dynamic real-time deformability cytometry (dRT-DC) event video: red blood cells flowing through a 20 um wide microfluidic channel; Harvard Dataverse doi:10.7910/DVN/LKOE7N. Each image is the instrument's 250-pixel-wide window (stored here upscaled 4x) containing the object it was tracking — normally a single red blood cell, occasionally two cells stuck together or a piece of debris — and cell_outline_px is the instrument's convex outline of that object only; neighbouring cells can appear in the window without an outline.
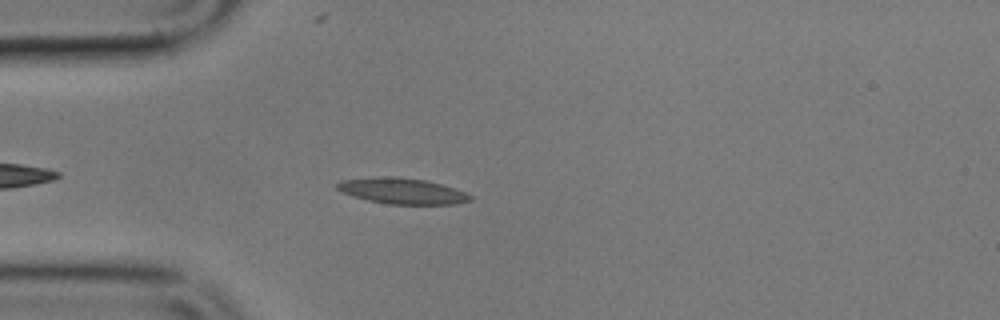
{"species": "common noctule bat (a hibernating species)", "species_latin": "Nyctalus noctula", "temperature_condition": "cold", "stored_images_in_passage": 5, "camera_frame_rate_fps": 3000, "um_per_image_px": 0.085, "animal": {"sex": "male", "body_mass_g": 17.9}, "frame": {"image": 1, "passage_image": 4, "time_ms": 3.667, "image_size_px": [1000, 320], "cell_outline_px": [[472, 200], [456, 204], [388, 204], [368, 200], [344, 192], [336, 188], [336, 184], [340, 180], [380, 176], [396, 176], [428, 180], [464, 192], [472, 196]], "centroid_in_image_um": [34.19, 16.22], "position_along_channel_um": 50.8, "area_um2": 19.94}}